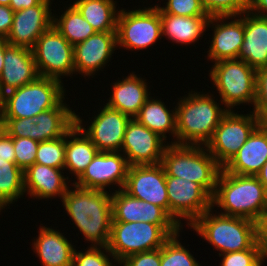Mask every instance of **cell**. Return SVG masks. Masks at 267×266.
Here are the masks:
<instances>
[{
	"mask_svg": "<svg viewBox=\"0 0 267 266\" xmlns=\"http://www.w3.org/2000/svg\"><path fill=\"white\" fill-rule=\"evenodd\" d=\"M121 152H98L86 170L73 184L86 189L106 191V187L118 184L123 189L129 164Z\"/></svg>",
	"mask_w": 267,
	"mask_h": 266,
	"instance_id": "18",
	"label": "cell"
},
{
	"mask_svg": "<svg viewBox=\"0 0 267 266\" xmlns=\"http://www.w3.org/2000/svg\"><path fill=\"white\" fill-rule=\"evenodd\" d=\"M160 263L161 248L132 254L122 260L119 264H123V266H160Z\"/></svg>",
	"mask_w": 267,
	"mask_h": 266,
	"instance_id": "43",
	"label": "cell"
},
{
	"mask_svg": "<svg viewBox=\"0 0 267 266\" xmlns=\"http://www.w3.org/2000/svg\"><path fill=\"white\" fill-rule=\"evenodd\" d=\"M204 148L205 146L200 145L167 143L160 164L164 168L165 176L197 182L213 196L222 167Z\"/></svg>",
	"mask_w": 267,
	"mask_h": 266,
	"instance_id": "5",
	"label": "cell"
},
{
	"mask_svg": "<svg viewBox=\"0 0 267 266\" xmlns=\"http://www.w3.org/2000/svg\"><path fill=\"white\" fill-rule=\"evenodd\" d=\"M112 95L106 103L110 108L134 118L149 98L148 86L145 80L134 73L114 83Z\"/></svg>",
	"mask_w": 267,
	"mask_h": 266,
	"instance_id": "26",
	"label": "cell"
},
{
	"mask_svg": "<svg viewBox=\"0 0 267 266\" xmlns=\"http://www.w3.org/2000/svg\"><path fill=\"white\" fill-rule=\"evenodd\" d=\"M13 16L14 11L10 6L0 5V38H6L9 34Z\"/></svg>",
	"mask_w": 267,
	"mask_h": 266,
	"instance_id": "45",
	"label": "cell"
},
{
	"mask_svg": "<svg viewBox=\"0 0 267 266\" xmlns=\"http://www.w3.org/2000/svg\"><path fill=\"white\" fill-rule=\"evenodd\" d=\"M257 241L263 254L267 257V209L257 221Z\"/></svg>",
	"mask_w": 267,
	"mask_h": 266,
	"instance_id": "46",
	"label": "cell"
},
{
	"mask_svg": "<svg viewBox=\"0 0 267 266\" xmlns=\"http://www.w3.org/2000/svg\"><path fill=\"white\" fill-rule=\"evenodd\" d=\"M214 63L209 77L219 91L221 103L228 110L243 103L255 104L256 70L238 59Z\"/></svg>",
	"mask_w": 267,
	"mask_h": 266,
	"instance_id": "8",
	"label": "cell"
},
{
	"mask_svg": "<svg viewBox=\"0 0 267 266\" xmlns=\"http://www.w3.org/2000/svg\"><path fill=\"white\" fill-rule=\"evenodd\" d=\"M51 1L42 0L38 5L14 12L12 27L5 38L13 46L32 49L37 39L53 23Z\"/></svg>",
	"mask_w": 267,
	"mask_h": 266,
	"instance_id": "17",
	"label": "cell"
},
{
	"mask_svg": "<svg viewBox=\"0 0 267 266\" xmlns=\"http://www.w3.org/2000/svg\"><path fill=\"white\" fill-rule=\"evenodd\" d=\"M252 111L260 119L261 124H267V67L256 70V97Z\"/></svg>",
	"mask_w": 267,
	"mask_h": 266,
	"instance_id": "41",
	"label": "cell"
},
{
	"mask_svg": "<svg viewBox=\"0 0 267 266\" xmlns=\"http://www.w3.org/2000/svg\"><path fill=\"white\" fill-rule=\"evenodd\" d=\"M73 185L74 190L67 189L62 198L65 210L91 246L107 247L113 220L111 193Z\"/></svg>",
	"mask_w": 267,
	"mask_h": 266,
	"instance_id": "1",
	"label": "cell"
},
{
	"mask_svg": "<svg viewBox=\"0 0 267 266\" xmlns=\"http://www.w3.org/2000/svg\"><path fill=\"white\" fill-rule=\"evenodd\" d=\"M52 25L73 46L96 33V30L83 18L74 5L66 9L59 19L53 14Z\"/></svg>",
	"mask_w": 267,
	"mask_h": 266,
	"instance_id": "32",
	"label": "cell"
},
{
	"mask_svg": "<svg viewBox=\"0 0 267 266\" xmlns=\"http://www.w3.org/2000/svg\"><path fill=\"white\" fill-rule=\"evenodd\" d=\"M170 237L157 224L142 221L112 222L105 253L108 252L119 264L132 254L160 249Z\"/></svg>",
	"mask_w": 267,
	"mask_h": 266,
	"instance_id": "7",
	"label": "cell"
},
{
	"mask_svg": "<svg viewBox=\"0 0 267 266\" xmlns=\"http://www.w3.org/2000/svg\"><path fill=\"white\" fill-rule=\"evenodd\" d=\"M149 8H158L160 14L179 16H210L206 13L199 0H168L165 7L158 5Z\"/></svg>",
	"mask_w": 267,
	"mask_h": 266,
	"instance_id": "39",
	"label": "cell"
},
{
	"mask_svg": "<svg viewBox=\"0 0 267 266\" xmlns=\"http://www.w3.org/2000/svg\"><path fill=\"white\" fill-rule=\"evenodd\" d=\"M2 127L11 137L31 138L36 140V122L29 118H0Z\"/></svg>",
	"mask_w": 267,
	"mask_h": 266,
	"instance_id": "40",
	"label": "cell"
},
{
	"mask_svg": "<svg viewBox=\"0 0 267 266\" xmlns=\"http://www.w3.org/2000/svg\"><path fill=\"white\" fill-rule=\"evenodd\" d=\"M220 207L222 215L241 217L257 223L267 209V193L257 176L236 175L221 169L212 208Z\"/></svg>",
	"mask_w": 267,
	"mask_h": 266,
	"instance_id": "2",
	"label": "cell"
},
{
	"mask_svg": "<svg viewBox=\"0 0 267 266\" xmlns=\"http://www.w3.org/2000/svg\"><path fill=\"white\" fill-rule=\"evenodd\" d=\"M198 217L190 227L216 250L224 253L261 249L257 241V223L241 217L211 214Z\"/></svg>",
	"mask_w": 267,
	"mask_h": 266,
	"instance_id": "4",
	"label": "cell"
},
{
	"mask_svg": "<svg viewBox=\"0 0 267 266\" xmlns=\"http://www.w3.org/2000/svg\"><path fill=\"white\" fill-rule=\"evenodd\" d=\"M130 120L129 115L104 105L86 130L82 125V119L76 115V124L99 152H121L125 130Z\"/></svg>",
	"mask_w": 267,
	"mask_h": 266,
	"instance_id": "16",
	"label": "cell"
},
{
	"mask_svg": "<svg viewBox=\"0 0 267 266\" xmlns=\"http://www.w3.org/2000/svg\"><path fill=\"white\" fill-rule=\"evenodd\" d=\"M42 0H11L10 7L13 11H18L21 9H27L32 6L38 5Z\"/></svg>",
	"mask_w": 267,
	"mask_h": 266,
	"instance_id": "48",
	"label": "cell"
},
{
	"mask_svg": "<svg viewBox=\"0 0 267 266\" xmlns=\"http://www.w3.org/2000/svg\"><path fill=\"white\" fill-rule=\"evenodd\" d=\"M24 194V171L13 162L0 159V206L5 209Z\"/></svg>",
	"mask_w": 267,
	"mask_h": 266,
	"instance_id": "33",
	"label": "cell"
},
{
	"mask_svg": "<svg viewBox=\"0 0 267 266\" xmlns=\"http://www.w3.org/2000/svg\"><path fill=\"white\" fill-rule=\"evenodd\" d=\"M164 140L159 134L131 118L125 130L121 151L123 150L129 166L157 165L161 163L166 149Z\"/></svg>",
	"mask_w": 267,
	"mask_h": 266,
	"instance_id": "15",
	"label": "cell"
},
{
	"mask_svg": "<svg viewBox=\"0 0 267 266\" xmlns=\"http://www.w3.org/2000/svg\"><path fill=\"white\" fill-rule=\"evenodd\" d=\"M210 16H241L247 11V0H199Z\"/></svg>",
	"mask_w": 267,
	"mask_h": 266,
	"instance_id": "36",
	"label": "cell"
},
{
	"mask_svg": "<svg viewBox=\"0 0 267 266\" xmlns=\"http://www.w3.org/2000/svg\"><path fill=\"white\" fill-rule=\"evenodd\" d=\"M15 164L25 171L35 163L39 142L31 138L13 137Z\"/></svg>",
	"mask_w": 267,
	"mask_h": 266,
	"instance_id": "38",
	"label": "cell"
},
{
	"mask_svg": "<svg viewBox=\"0 0 267 266\" xmlns=\"http://www.w3.org/2000/svg\"><path fill=\"white\" fill-rule=\"evenodd\" d=\"M33 248L42 266H73L75 249L59 230L41 226Z\"/></svg>",
	"mask_w": 267,
	"mask_h": 266,
	"instance_id": "25",
	"label": "cell"
},
{
	"mask_svg": "<svg viewBox=\"0 0 267 266\" xmlns=\"http://www.w3.org/2000/svg\"><path fill=\"white\" fill-rule=\"evenodd\" d=\"M0 159H7L8 162L15 163L13 137L2 127H0Z\"/></svg>",
	"mask_w": 267,
	"mask_h": 266,
	"instance_id": "44",
	"label": "cell"
},
{
	"mask_svg": "<svg viewBox=\"0 0 267 266\" xmlns=\"http://www.w3.org/2000/svg\"><path fill=\"white\" fill-rule=\"evenodd\" d=\"M31 50L41 77L61 81V76L75 73L74 46L53 25L37 39Z\"/></svg>",
	"mask_w": 267,
	"mask_h": 266,
	"instance_id": "11",
	"label": "cell"
},
{
	"mask_svg": "<svg viewBox=\"0 0 267 266\" xmlns=\"http://www.w3.org/2000/svg\"><path fill=\"white\" fill-rule=\"evenodd\" d=\"M178 234L171 236L161 247L160 266H200L189 250L177 240Z\"/></svg>",
	"mask_w": 267,
	"mask_h": 266,
	"instance_id": "34",
	"label": "cell"
},
{
	"mask_svg": "<svg viewBox=\"0 0 267 266\" xmlns=\"http://www.w3.org/2000/svg\"><path fill=\"white\" fill-rule=\"evenodd\" d=\"M62 100L55 108L38 114L36 122V141L54 140L67 134L76 124V113Z\"/></svg>",
	"mask_w": 267,
	"mask_h": 266,
	"instance_id": "29",
	"label": "cell"
},
{
	"mask_svg": "<svg viewBox=\"0 0 267 266\" xmlns=\"http://www.w3.org/2000/svg\"><path fill=\"white\" fill-rule=\"evenodd\" d=\"M4 65V38H0V76Z\"/></svg>",
	"mask_w": 267,
	"mask_h": 266,
	"instance_id": "50",
	"label": "cell"
},
{
	"mask_svg": "<svg viewBox=\"0 0 267 266\" xmlns=\"http://www.w3.org/2000/svg\"><path fill=\"white\" fill-rule=\"evenodd\" d=\"M267 161V124H260L223 167L228 173L256 176Z\"/></svg>",
	"mask_w": 267,
	"mask_h": 266,
	"instance_id": "22",
	"label": "cell"
},
{
	"mask_svg": "<svg viewBox=\"0 0 267 266\" xmlns=\"http://www.w3.org/2000/svg\"><path fill=\"white\" fill-rule=\"evenodd\" d=\"M11 0H0V5L10 6Z\"/></svg>",
	"mask_w": 267,
	"mask_h": 266,
	"instance_id": "51",
	"label": "cell"
},
{
	"mask_svg": "<svg viewBox=\"0 0 267 266\" xmlns=\"http://www.w3.org/2000/svg\"><path fill=\"white\" fill-rule=\"evenodd\" d=\"M105 249L103 246H90L85 252H77L75 249L73 254V266H113L110 262L109 256L104 252Z\"/></svg>",
	"mask_w": 267,
	"mask_h": 266,
	"instance_id": "42",
	"label": "cell"
},
{
	"mask_svg": "<svg viewBox=\"0 0 267 266\" xmlns=\"http://www.w3.org/2000/svg\"><path fill=\"white\" fill-rule=\"evenodd\" d=\"M32 50L13 46L4 38V65L0 76V97L39 77Z\"/></svg>",
	"mask_w": 267,
	"mask_h": 266,
	"instance_id": "19",
	"label": "cell"
},
{
	"mask_svg": "<svg viewBox=\"0 0 267 266\" xmlns=\"http://www.w3.org/2000/svg\"><path fill=\"white\" fill-rule=\"evenodd\" d=\"M123 190L132 197L163 208L169 214L166 176L161 164L129 166Z\"/></svg>",
	"mask_w": 267,
	"mask_h": 266,
	"instance_id": "14",
	"label": "cell"
},
{
	"mask_svg": "<svg viewBox=\"0 0 267 266\" xmlns=\"http://www.w3.org/2000/svg\"><path fill=\"white\" fill-rule=\"evenodd\" d=\"M114 0H77L73 5L96 32H116L119 11Z\"/></svg>",
	"mask_w": 267,
	"mask_h": 266,
	"instance_id": "30",
	"label": "cell"
},
{
	"mask_svg": "<svg viewBox=\"0 0 267 266\" xmlns=\"http://www.w3.org/2000/svg\"><path fill=\"white\" fill-rule=\"evenodd\" d=\"M166 190L169 199V215L181 228L182 218L189 221L187 225L190 226L207 210L212 209V196L197 182L166 176Z\"/></svg>",
	"mask_w": 267,
	"mask_h": 266,
	"instance_id": "12",
	"label": "cell"
},
{
	"mask_svg": "<svg viewBox=\"0 0 267 266\" xmlns=\"http://www.w3.org/2000/svg\"><path fill=\"white\" fill-rule=\"evenodd\" d=\"M241 15L240 19H235L237 16H211L208 25L217 23L213 24L215 27L212 25L214 34L210 50L207 51L208 59H212L213 62L238 59L244 39V13ZM233 17V21H224Z\"/></svg>",
	"mask_w": 267,
	"mask_h": 266,
	"instance_id": "21",
	"label": "cell"
},
{
	"mask_svg": "<svg viewBox=\"0 0 267 266\" xmlns=\"http://www.w3.org/2000/svg\"><path fill=\"white\" fill-rule=\"evenodd\" d=\"M178 101L176 111V141L174 144L203 145L210 141L214 130L223 116L229 111L207 93H188Z\"/></svg>",
	"mask_w": 267,
	"mask_h": 266,
	"instance_id": "3",
	"label": "cell"
},
{
	"mask_svg": "<svg viewBox=\"0 0 267 266\" xmlns=\"http://www.w3.org/2000/svg\"><path fill=\"white\" fill-rule=\"evenodd\" d=\"M244 39L238 60L255 70L267 67V17L244 12Z\"/></svg>",
	"mask_w": 267,
	"mask_h": 266,
	"instance_id": "23",
	"label": "cell"
},
{
	"mask_svg": "<svg viewBox=\"0 0 267 266\" xmlns=\"http://www.w3.org/2000/svg\"><path fill=\"white\" fill-rule=\"evenodd\" d=\"M117 46L143 50L162 38V23L158 8L119 10L117 18Z\"/></svg>",
	"mask_w": 267,
	"mask_h": 266,
	"instance_id": "10",
	"label": "cell"
},
{
	"mask_svg": "<svg viewBox=\"0 0 267 266\" xmlns=\"http://www.w3.org/2000/svg\"><path fill=\"white\" fill-rule=\"evenodd\" d=\"M134 118L165 140H167L166 133H171L173 137H176V111H168L161 100L149 97Z\"/></svg>",
	"mask_w": 267,
	"mask_h": 266,
	"instance_id": "31",
	"label": "cell"
},
{
	"mask_svg": "<svg viewBox=\"0 0 267 266\" xmlns=\"http://www.w3.org/2000/svg\"><path fill=\"white\" fill-rule=\"evenodd\" d=\"M261 182V184L264 186L265 191L267 193V161L266 163L262 166L260 172L256 175Z\"/></svg>",
	"mask_w": 267,
	"mask_h": 266,
	"instance_id": "49",
	"label": "cell"
},
{
	"mask_svg": "<svg viewBox=\"0 0 267 266\" xmlns=\"http://www.w3.org/2000/svg\"><path fill=\"white\" fill-rule=\"evenodd\" d=\"M112 222H147L161 226L170 236L181 226L161 207L132 197L123 189L111 194Z\"/></svg>",
	"mask_w": 267,
	"mask_h": 266,
	"instance_id": "13",
	"label": "cell"
},
{
	"mask_svg": "<svg viewBox=\"0 0 267 266\" xmlns=\"http://www.w3.org/2000/svg\"><path fill=\"white\" fill-rule=\"evenodd\" d=\"M250 113L243 115L229 110L214 130L210 141L206 144L205 147L222 168L261 124L257 115L253 112Z\"/></svg>",
	"mask_w": 267,
	"mask_h": 266,
	"instance_id": "9",
	"label": "cell"
},
{
	"mask_svg": "<svg viewBox=\"0 0 267 266\" xmlns=\"http://www.w3.org/2000/svg\"><path fill=\"white\" fill-rule=\"evenodd\" d=\"M61 170L38 163L29 166L24 171L25 193L37 199L54 198L57 195L63 198L69 188L66 183L69 178H65Z\"/></svg>",
	"mask_w": 267,
	"mask_h": 266,
	"instance_id": "24",
	"label": "cell"
},
{
	"mask_svg": "<svg viewBox=\"0 0 267 266\" xmlns=\"http://www.w3.org/2000/svg\"><path fill=\"white\" fill-rule=\"evenodd\" d=\"M223 260L221 266H262L267 258L262 249H246L221 254Z\"/></svg>",
	"mask_w": 267,
	"mask_h": 266,
	"instance_id": "37",
	"label": "cell"
},
{
	"mask_svg": "<svg viewBox=\"0 0 267 266\" xmlns=\"http://www.w3.org/2000/svg\"><path fill=\"white\" fill-rule=\"evenodd\" d=\"M162 23V36H168L177 44H190L197 42L209 27L211 16H179L160 14ZM207 27V28H206Z\"/></svg>",
	"mask_w": 267,
	"mask_h": 266,
	"instance_id": "27",
	"label": "cell"
},
{
	"mask_svg": "<svg viewBox=\"0 0 267 266\" xmlns=\"http://www.w3.org/2000/svg\"><path fill=\"white\" fill-rule=\"evenodd\" d=\"M35 163L64 169L65 167V135L54 140L39 142Z\"/></svg>",
	"mask_w": 267,
	"mask_h": 266,
	"instance_id": "35",
	"label": "cell"
},
{
	"mask_svg": "<svg viewBox=\"0 0 267 266\" xmlns=\"http://www.w3.org/2000/svg\"><path fill=\"white\" fill-rule=\"evenodd\" d=\"M98 152L90 138L75 124L65 135L64 169H69L78 179Z\"/></svg>",
	"mask_w": 267,
	"mask_h": 266,
	"instance_id": "28",
	"label": "cell"
},
{
	"mask_svg": "<svg viewBox=\"0 0 267 266\" xmlns=\"http://www.w3.org/2000/svg\"><path fill=\"white\" fill-rule=\"evenodd\" d=\"M247 10L256 16L267 17V0H247Z\"/></svg>",
	"mask_w": 267,
	"mask_h": 266,
	"instance_id": "47",
	"label": "cell"
},
{
	"mask_svg": "<svg viewBox=\"0 0 267 266\" xmlns=\"http://www.w3.org/2000/svg\"><path fill=\"white\" fill-rule=\"evenodd\" d=\"M62 81L41 77L0 97V118H35L65 99Z\"/></svg>",
	"mask_w": 267,
	"mask_h": 266,
	"instance_id": "6",
	"label": "cell"
},
{
	"mask_svg": "<svg viewBox=\"0 0 267 266\" xmlns=\"http://www.w3.org/2000/svg\"><path fill=\"white\" fill-rule=\"evenodd\" d=\"M117 32H96L74 46V69L90 77L110 60L117 48ZM109 59V60H108Z\"/></svg>",
	"mask_w": 267,
	"mask_h": 266,
	"instance_id": "20",
	"label": "cell"
}]
</instances>
